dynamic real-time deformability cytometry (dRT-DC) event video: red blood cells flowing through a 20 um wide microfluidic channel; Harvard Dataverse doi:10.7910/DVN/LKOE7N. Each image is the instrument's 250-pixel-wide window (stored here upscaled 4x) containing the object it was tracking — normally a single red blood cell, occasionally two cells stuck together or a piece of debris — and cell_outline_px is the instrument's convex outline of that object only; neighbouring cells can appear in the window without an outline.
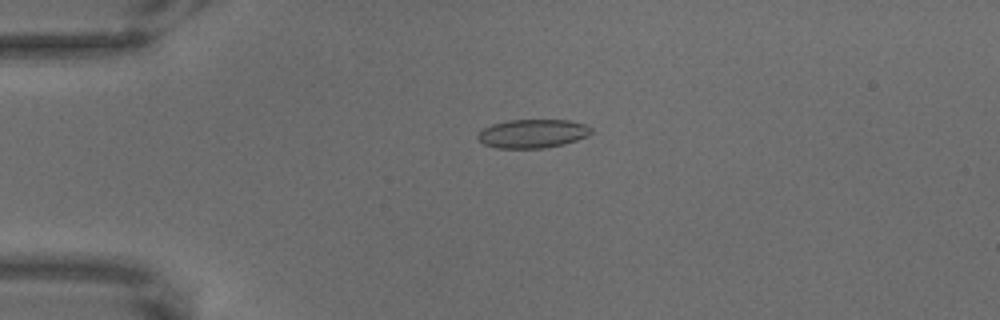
{"species": "common noctule bat (a hibernating species)", "species_latin": "Nyctalus noctula", "temperature_condition": "warm", "stored_images_in_passage": 33, "camera_frame_rate_fps": 3000, "um_per_image_px": 0.085, "animal": {"sex": "male", "body_mass_g": 18.8}, "frame": {"image": 1, "passage_image": 17, "time_ms": 5.333, "image_size_px": [1000, 320], "cell_outline_px": [[592, 132], [588, 136], [564, 144], [544, 148], [496, 148], [484, 144], [476, 136], [484, 128], [492, 124], [508, 120], [568, 120], [584, 124], [592, 128]], "centroid_in_image_um": [45.28, 11.36], "position_along_channel_um": 39.7, "area_um2": 18.9}}
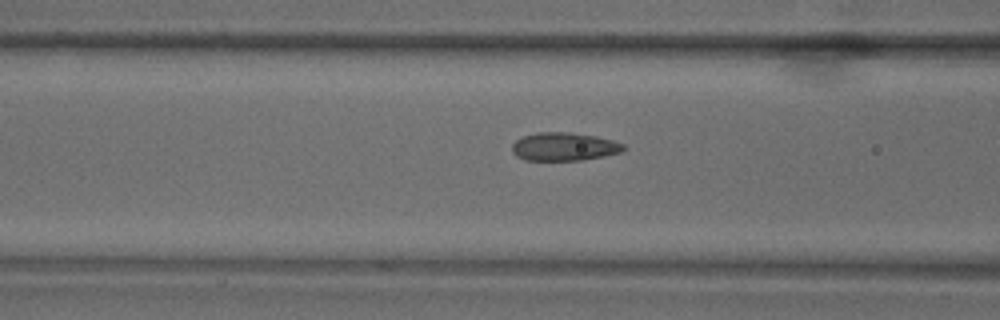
{"frame": {"image": 2, "passage_image": 28, "time_ms": 9.0, "image_size_px": [1000, 320], "cell_outline_px": [[628, 148], [620, 152], [604, 156], [584, 160], [524, 160], [516, 156], [512, 152], [512, 144], [516, 140], [524, 136], [536, 132], [568, 132], [596, 136], [612, 140], [624, 144]], "centroid_in_image_um": [47.95, 12.47], "position_along_channel_um": 118.6, "area_um2": 18.44}}
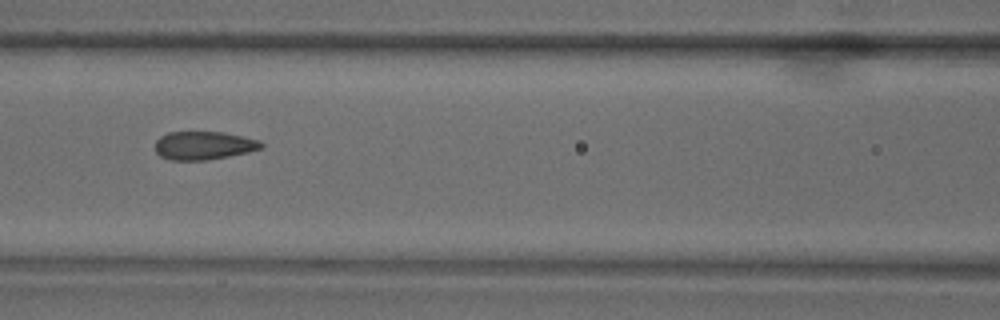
{"frame": {"image": 3, "passage_image": 31, "time_ms": 10.0, "image_size_px": [1000, 320], "cell_outline_px": [[264, 148], [248, 152], [208, 160], [168, 160], [160, 156], [156, 152], [156, 140], [160, 136], [168, 132], [224, 132], [244, 136], [260, 140], [264, 144]], "centroid_in_image_um": [17.34, 12.36], "position_along_channel_um": 149.3, "area_um2": 17.69}}